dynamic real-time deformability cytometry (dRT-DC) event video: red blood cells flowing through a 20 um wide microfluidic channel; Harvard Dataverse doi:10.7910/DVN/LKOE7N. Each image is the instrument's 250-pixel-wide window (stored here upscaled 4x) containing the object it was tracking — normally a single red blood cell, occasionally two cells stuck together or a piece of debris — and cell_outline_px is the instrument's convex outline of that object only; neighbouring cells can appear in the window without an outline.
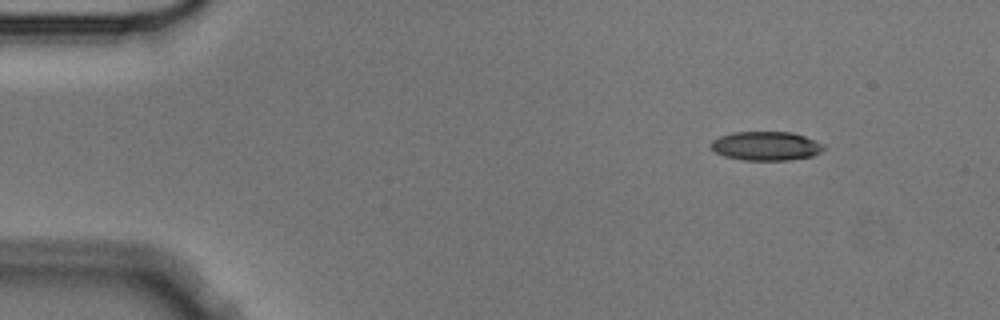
{"species": "Egyptian fruit bat (a non-hibernating species)", "species_latin": "Rousettus aegyptiacus", "temperature_condition": "cold", "stored_images_in_passage": 10, "camera_frame_rate_fps": 3000, "um_per_image_px": 0.085, "animal": {"sex": "male"}, "frame": {"image": 1, "passage_image": 1, "time_ms": 0.0, "image_size_px": [1000, 320], "cell_outline_px": [[824, 148], [820, 152], [812, 156], [788, 160], [744, 160], [724, 156], [716, 152], [712, 148], [712, 140], [720, 136], [732, 132], [792, 132], [804, 136], [824, 144]], "centroid_in_image_um": [65.12, 12.4], "position_along_channel_um": 19.9, "area_um2": 18.9}}
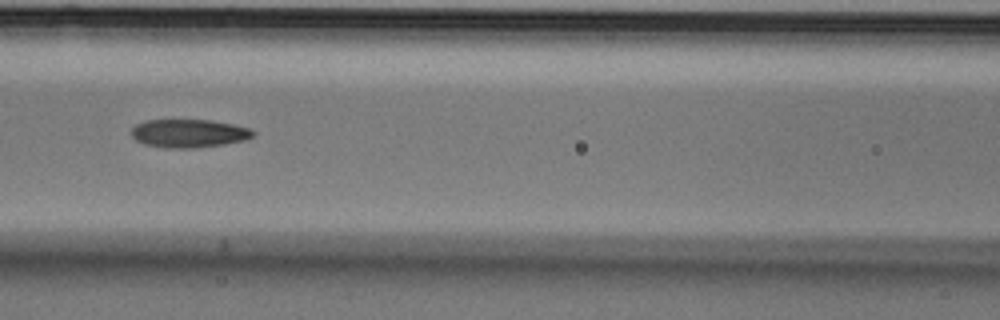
{"frame": {"image": 2, "passage_image": 6, "time_ms": 1.667, "image_size_px": [1000, 320], "cell_outline_px": [[256, 132], [252, 136], [244, 140], [224, 144], [196, 148], [164, 148], [144, 144], [136, 140], [132, 136], [132, 128], [136, 124], [144, 120], [212, 120], [232, 124], [248, 128]], "centroid_in_image_um": [16.03, 11.34], "position_along_channel_um": 150.6, "area_um2": 20.06}}
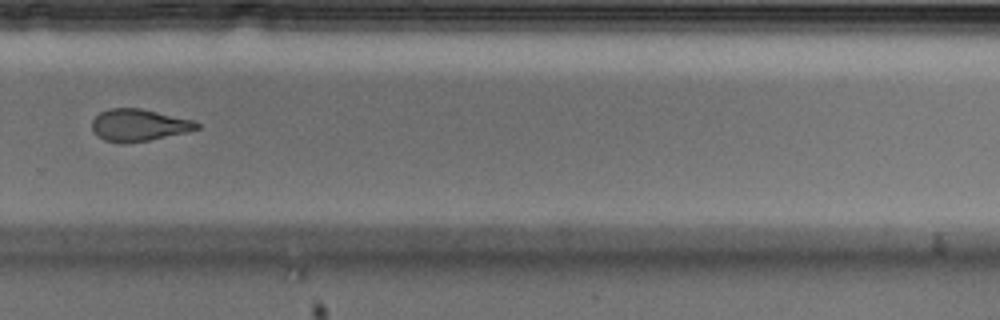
{"frame": {"image": 3, "passage_image": 10, "time_ms": 3.0, "image_size_px": [1000, 320], "cell_outline_px": [[200, 128], [188, 132], [148, 140], [124, 144], [120, 144], [104, 140], [92, 128], [92, 120], [100, 112], [108, 108], [140, 108], [196, 120], [200, 124]], "centroid_in_image_um": [11.84, 10.63], "position_along_channel_um": 318.0, "area_um2": 19.71}}